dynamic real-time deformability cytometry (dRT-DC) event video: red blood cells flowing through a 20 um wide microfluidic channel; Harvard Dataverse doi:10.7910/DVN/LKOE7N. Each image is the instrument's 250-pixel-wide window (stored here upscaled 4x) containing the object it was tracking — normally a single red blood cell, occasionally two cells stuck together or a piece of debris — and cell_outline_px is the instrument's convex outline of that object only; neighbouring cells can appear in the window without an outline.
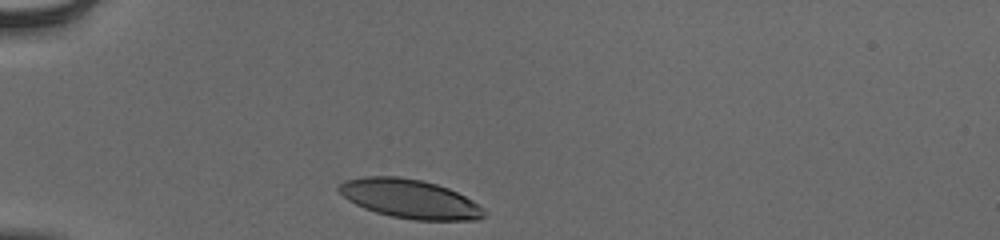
{"species": "human", "species_latin": "Homo sapiens", "temperature_condition": "cold", "stored_images_in_passage": 31, "camera_frame_rate_fps": 3000, "um_per_image_px": 0.085, "donor": {"sex": "male"}, "frame": {"image": 1, "passage_image": 1, "time_ms": 0.0, "image_size_px": [1000, 240], "cell_outline_px": [[488, 212], [484, 216], [476, 220], [412, 220], [392, 216], [376, 212], [364, 208], [348, 200], [336, 188], [344, 180], [368, 176], [396, 176], [420, 180], [436, 184], [448, 188], [480, 204]], "centroid_in_image_um": [34.85, 16.91], "position_along_channel_um": 50.1, "area_um2": 32.89}}
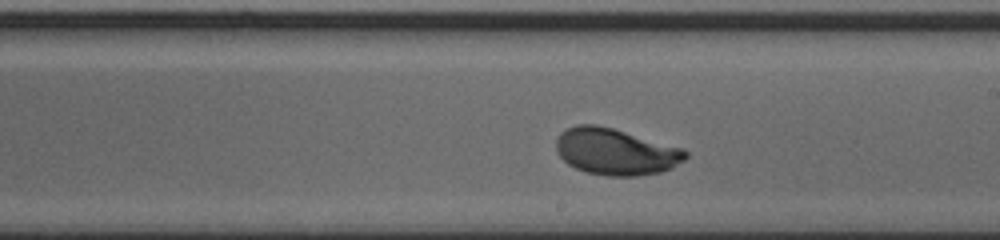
{"frame": {"image": 2, "passage_image": 18, "time_ms": 5.667, "image_size_px": [1000, 240], "cell_outline_px": [[688, 156], [684, 160], [672, 168], [660, 172], [640, 176], [608, 176], [588, 172], [576, 168], [568, 164], [560, 156], [556, 148], [556, 140], [560, 132], [576, 124], [596, 124], [612, 128], [684, 148], [688, 152]], "centroid_in_image_um": [52.35, 12.89], "position_along_channel_um": 236.7, "area_um2": 35.14}}
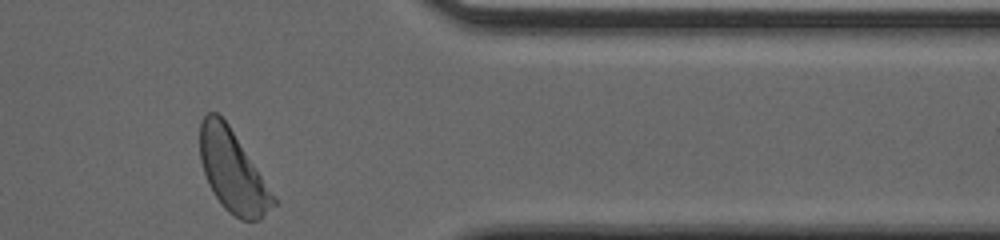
{"frame": {"image": 3, "passage_image": 31, "time_ms": 10.0, "image_size_px": [1000, 240], "cell_outline_px": [[280, 204], [260, 220], [240, 220], [228, 212], [220, 204], [212, 192], [208, 184], [200, 160], [200, 120], [208, 112], [216, 112], [228, 124], [280, 200]], "centroid_in_image_um": [19.84, 14.62], "position_along_channel_um": 391.6, "area_um2": 35.72}, "authors_computed_cell_mechanics": {"area_um2": 34.3332, "velocity_mm_per_s": 3.839, "shape_relaxation_time_tau1_ms": 2.9236, "shape_relaxation_time_tau2_ms": null, "deformation_change_tau1": 0.1755, "deformation_change_tau2": null}}